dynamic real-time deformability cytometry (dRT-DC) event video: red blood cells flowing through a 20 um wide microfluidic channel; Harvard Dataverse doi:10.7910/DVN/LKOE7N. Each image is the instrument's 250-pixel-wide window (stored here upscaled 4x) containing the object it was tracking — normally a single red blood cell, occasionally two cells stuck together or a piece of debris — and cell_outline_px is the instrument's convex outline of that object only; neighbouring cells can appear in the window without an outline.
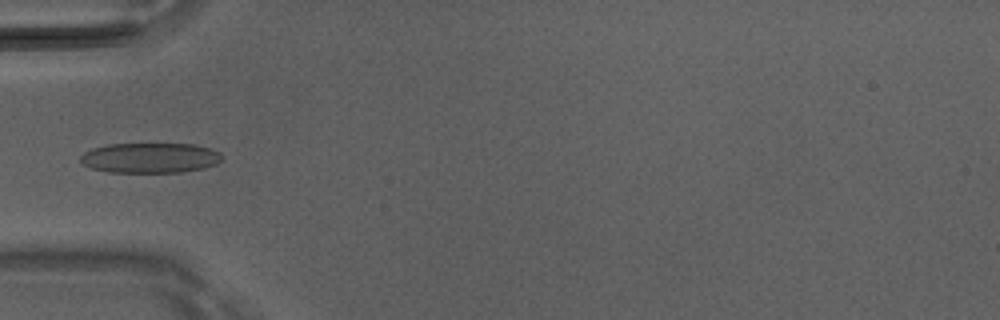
{"species": "Egyptian fruit bat (a non-hibernating species)", "species_latin": "Rousettus aegyptiacus", "temperature_condition": "room temperature", "stored_images_in_passage": 5, "camera_frame_rate_fps": 3000, "um_per_image_px": 0.085, "animal": {"sex": "male"}, "frame": {"image": 1, "passage_image": 5, "time_ms": 1.333, "image_size_px": [1000, 320], "cell_outline_px": [[224, 156], [216, 164], [204, 168], [180, 172], [108, 172], [92, 168], [84, 164], [80, 160], [80, 156], [84, 152], [92, 148], [108, 144], [192, 144], [208, 148], [220, 152]], "centroid_in_image_um": [12.76, 13.42], "position_along_channel_um": 72.2, "area_um2": 24.8}}